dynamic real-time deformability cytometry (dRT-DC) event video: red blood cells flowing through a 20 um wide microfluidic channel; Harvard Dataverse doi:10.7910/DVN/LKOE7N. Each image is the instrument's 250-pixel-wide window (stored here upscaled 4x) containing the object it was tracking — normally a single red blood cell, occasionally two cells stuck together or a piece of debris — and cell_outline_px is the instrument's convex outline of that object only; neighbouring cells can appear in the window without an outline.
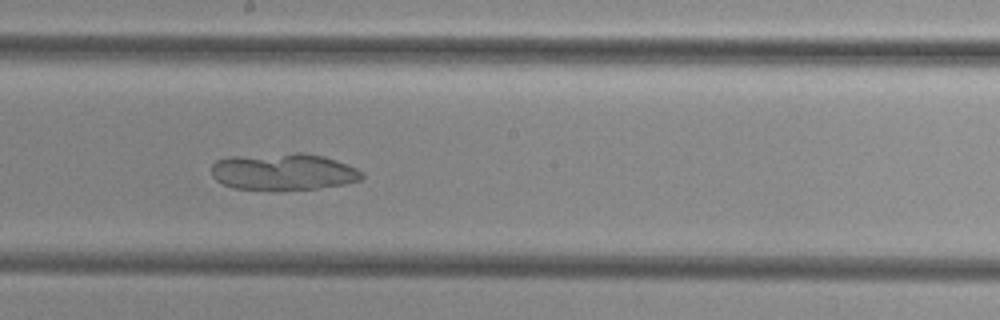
{"species": "common noctule bat (a hibernating species)", "species_latin": "Nyctalus noctula", "temperature_condition": "cold", "stored_images_in_passage": 43, "camera_frame_rate_fps": 3000, "um_per_image_px": 0.085, "animal": {"sex": "female", "body_mass_g": 29.2, "forearm_length_mm": 56.3}, "frame": {"image": 1, "passage_image": 20, "time_ms": 6.333, "image_size_px": [1000, 320], "cell_outline_px": [[364, 176], [360, 180], [344, 184], [316, 188], [276, 192], [272, 192], [232, 188], [216, 180], [212, 176], [212, 164], [216, 160], [228, 156], [296, 152], [304, 152], [324, 156], [336, 160], [356, 168], [364, 172]], "centroid_in_image_um": [24.06, 14.61], "position_along_channel_um": 224.1, "area_um2": 33.29}}
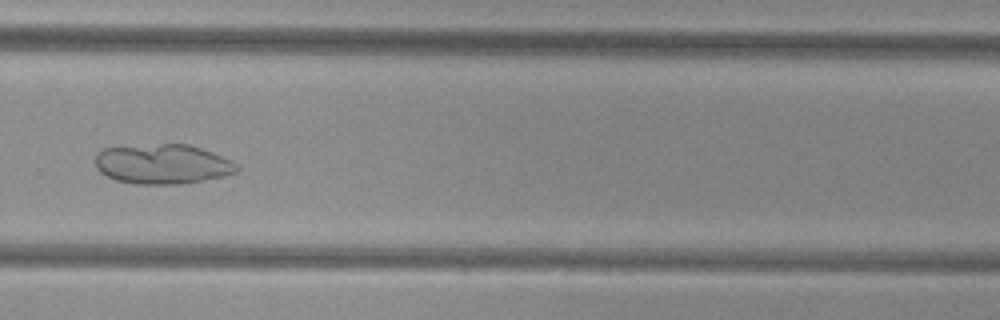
{"frame": {"image": 2, "passage_image": 27, "time_ms": 8.667, "image_size_px": [1000, 320], "cell_outline_px": [[240, 168], [236, 172], [224, 176], [180, 184], [136, 184], [116, 180], [100, 172], [96, 168], [96, 152], [104, 148], [160, 144], [188, 144], [212, 152], [236, 164]], "centroid_in_image_um": [13.79, 13.95], "position_along_channel_um": 316.0, "area_um2": 32.54}}
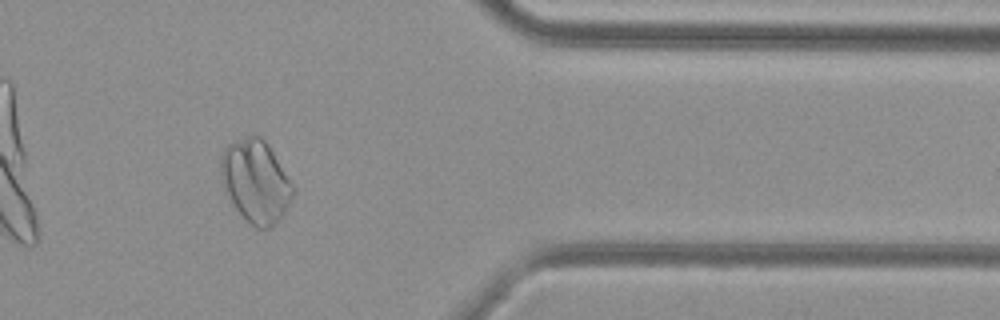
{"frame": {"image": 3, "passage_image": 34, "time_ms": 11.0, "image_size_px": [1000, 320], "cell_outline_px": [[296, 188], [284, 212], [268, 228], [256, 228], [236, 208], [224, 188], [220, 176], [220, 156], [224, 148], [228, 144], [252, 132], [260, 136], [268, 144]], "centroid_in_image_um": [21.72, 15.32], "position_along_channel_um": 389.7, "area_um2": 34.51}}